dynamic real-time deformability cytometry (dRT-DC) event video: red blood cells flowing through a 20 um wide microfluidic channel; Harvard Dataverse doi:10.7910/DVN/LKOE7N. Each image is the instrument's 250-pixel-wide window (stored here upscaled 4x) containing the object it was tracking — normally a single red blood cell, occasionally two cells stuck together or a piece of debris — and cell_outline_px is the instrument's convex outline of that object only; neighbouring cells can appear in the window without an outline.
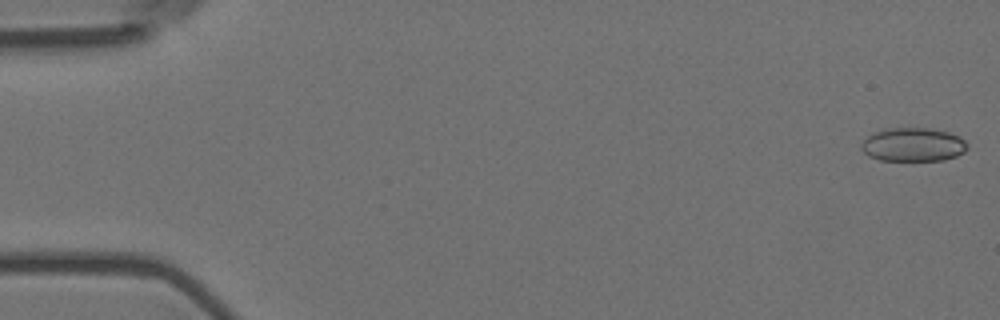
{"species": "Egyptian fruit bat (a non-hibernating species)", "species_latin": "Rousettus aegyptiacus", "temperature_condition": "room temperature", "stored_images_in_passage": 6, "camera_frame_rate_fps": 3000, "um_per_image_px": 0.085, "animal": {"sex": "female"}, "frame": {"image": 1, "passage_image": 1, "time_ms": 0.0, "image_size_px": [1000, 320], "cell_outline_px": [[968, 148], [964, 152], [956, 156], [944, 160], [880, 160], [868, 156], [860, 148], [860, 144], [872, 132], [884, 128], [928, 128], [948, 132], [960, 136], [968, 144]], "centroid_in_image_um": [77.6, 12.29], "position_along_channel_um": 7.4, "area_um2": 20.98}}